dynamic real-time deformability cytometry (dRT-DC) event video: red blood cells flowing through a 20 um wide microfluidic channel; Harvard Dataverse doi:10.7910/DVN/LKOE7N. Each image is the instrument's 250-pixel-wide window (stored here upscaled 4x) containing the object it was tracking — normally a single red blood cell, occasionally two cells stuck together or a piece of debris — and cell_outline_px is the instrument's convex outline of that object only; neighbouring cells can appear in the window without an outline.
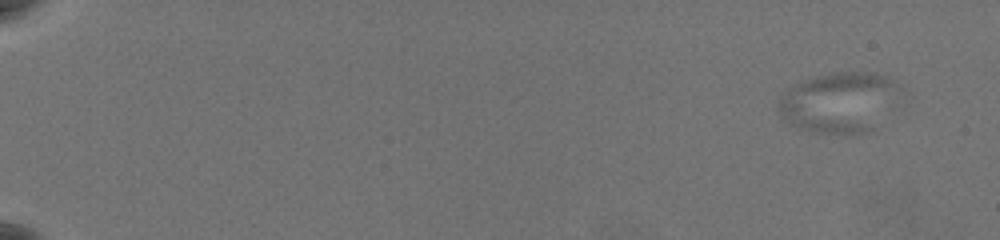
{"species": "common noctule bat (a hibernating species)", "species_latin": "Nyctalus noctula", "temperature_condition": "warm", "stored_images_in_passage": 6, "camera_frame_rate_fps": 3000, "um_per_image_px": 0.085, "animal": {"sex": "female", "body_mass_g": 19.5, "forearm_length_mm": 54.1}, "frame": {"image": 1, "passage_image": 6, "time_ms": 1.667, "image_size_px": [1000, 240], "cell_outline_px": [[884, 80], [872, 132], [852, 136], [848, 136], [824, 132], [800, 124], [780, 112], [776, 108], [776, 104], [780, 100], [808, 80], [816, 76], [832, 72], [876, 72]], "centroid_in_image_um": [71.05, 8.73], "position_along_channel_um": 13.9, "area_um2": 36.65}}